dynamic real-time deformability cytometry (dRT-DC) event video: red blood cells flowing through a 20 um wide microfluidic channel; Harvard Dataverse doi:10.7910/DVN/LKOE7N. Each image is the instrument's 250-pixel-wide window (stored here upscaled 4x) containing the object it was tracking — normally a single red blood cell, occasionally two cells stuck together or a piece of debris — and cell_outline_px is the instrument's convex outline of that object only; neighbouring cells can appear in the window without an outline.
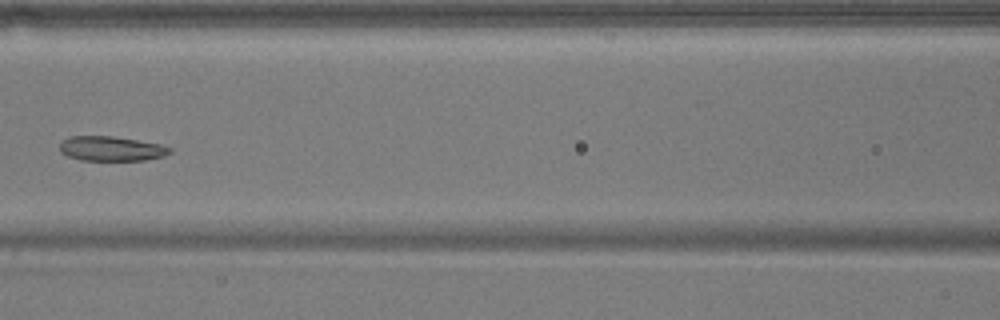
{"species": "common noctule bat (a hibernating species)", "species_latin": "Nyctalus noctula", "temperature_condition": "warm", "stored_images_in_passage": 5, "camera_frame_rate_fps": 3000, "um_per_image_px": 0.085, "animal": {"sex": "male", "body_mass_g": 17.9}, "frame": {"image": 1, "passage_image": 5, "time_ms": 4.667, "image_size_px": [1000, 320], "cell_outline_px": [[172, 152], [164, 156], [144, 160], [80, 160], [68, 156], [60, 152], [60, 144], [68, 136], [112, 136], [160, 144], [172, 148]], "centroid_in_image_um": [9.46, 12.63], "position_along_channel_um": 157.1, "area_um2": 15.78}}